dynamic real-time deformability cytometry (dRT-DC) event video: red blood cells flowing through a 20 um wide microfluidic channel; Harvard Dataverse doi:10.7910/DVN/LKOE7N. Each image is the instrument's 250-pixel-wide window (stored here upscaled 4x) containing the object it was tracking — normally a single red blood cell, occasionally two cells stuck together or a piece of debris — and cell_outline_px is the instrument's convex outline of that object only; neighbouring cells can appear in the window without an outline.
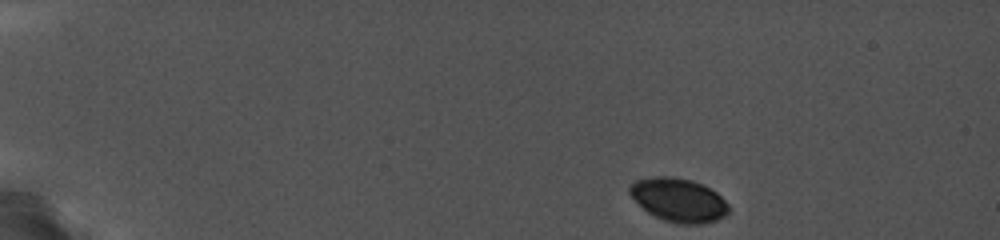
{"species": "common noctule bat (a hibernating species)", "species_latin": "Nyctalus noctula", "temperature_condition": "cold", "stored_images_in_passage": 78, "camera_frame_rate_fps": 5000, "um_per_image_px": 0.085, "animal": {"sex": "female", "body_mass_g": 19.0, "forearm_length_mm": 56.7}, "frame": {"image": 1, "passage_image": 1, "time_ms": 0.0, "image_size_px": [1000, 240], "cell_outline_px": [[728, 212], [724, 216], [716, 220], [704, 224], [676, 224], [664, 220], [648, 212], [628, 192], [628, 188], [636, 180], [660, 176], [668, 176], [688, 180], [700, 184], [716, 192], [728, 204]], "centroid_in_image_um": [57.69, 17.02], "position_along_channel_um": 27.3, "area_um2": 24.68}}
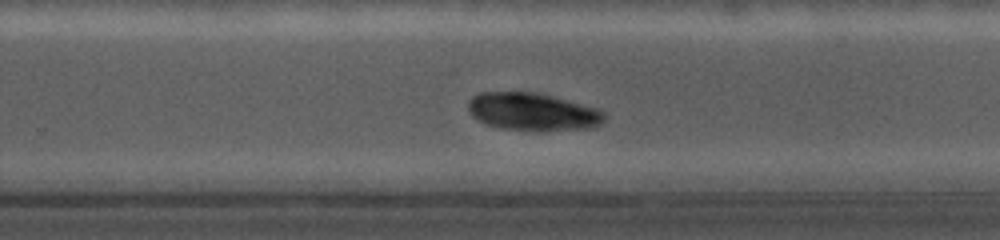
{"frame": {"image": 2, "passage_image": 63, "time_ms": 10.0, "image_size_px": [1000, 240], "cell_outline_px": [[604, 120], [600, 124], [592, 128], [548, 132], [540, 132], [504, 128], [484, 124], [472, 116], [468, 108], [468, 100], [472, 96], [480, 92], [540, 92], [596, 108], [604, 112]], "centroid_in_image_um": [45.28, 9.51], "position_along_channel_um": 284.5, "area_um2": 30.46}}
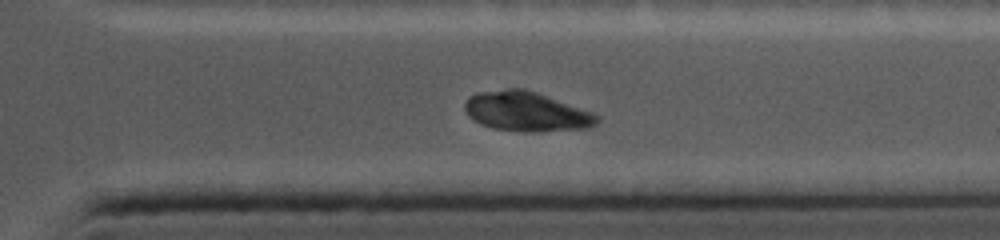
{"frame": {"image": 3, "passage_image": 76, "time_ms": 12.2, "image_size_px": [1000, 240], "cell_outline_px": [[600, 120], [596, 124], [588, 128], [540, 132], [520, 132], [492, 128], [480, 124], [468, 116], [464, 108], [464, 104], [468, 96], [476, 92], [508, 88], [524, 88], [536, 92], [600, 116]], "centroid_in_image_um": [44.69, 9.49], "position_along_channel_um": 366.7, "area_um2": 30.63}}